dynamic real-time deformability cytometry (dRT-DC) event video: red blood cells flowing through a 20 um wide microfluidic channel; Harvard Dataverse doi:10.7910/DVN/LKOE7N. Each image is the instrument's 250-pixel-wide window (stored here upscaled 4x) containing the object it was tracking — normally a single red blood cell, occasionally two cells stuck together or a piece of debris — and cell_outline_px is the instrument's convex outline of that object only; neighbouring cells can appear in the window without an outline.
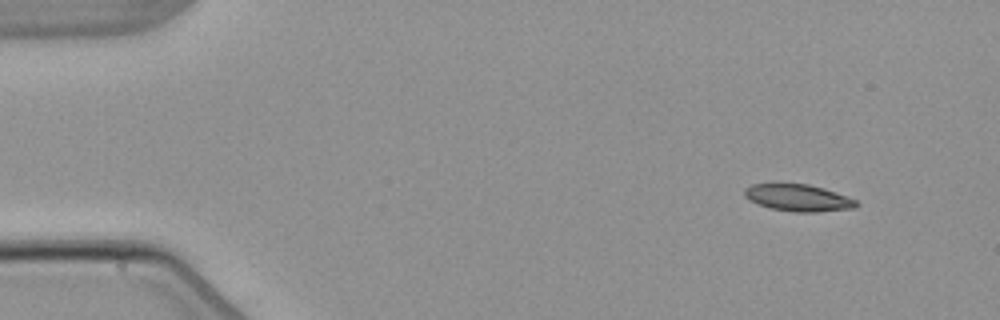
{"species": "common noctule bat (a hibernating species)", "species_latin": "Nyctalus noctula", "temperature_condition": "warm", "stored_images_in_passage": 4, "camera_frame_rate_fps": 3000, "um_per_image_px": 0.085, "animal": {"sex": "male", "body_mass_g": 21.5, "forearm_length_mm": 52.0}, "frame": {"image": 1, "passage_image": 1, "time_ms": 0.0, "image_size_px": [1000, 320], "cell_outline_px": [[860, 204], [856, 208], [816, 212], [792, 212], [772, 208], [756, 204], [744, 196], [744, 188], [752, 184], [808, 184], [824, 188], [856, 200]], "centroid_in_image_um": [67.85, 16.82], "position_along_channel_um": 17.2, "area_um2": 17.51}}
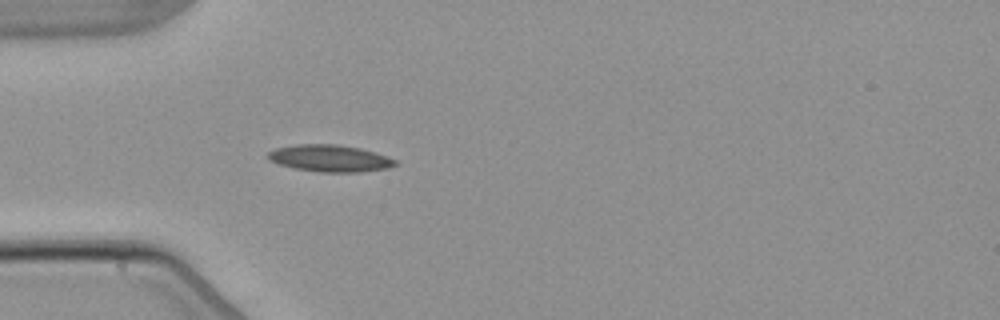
{"frame": {"image": 2, "passage_image": 4, "time_ms": 3.667, "image_size_px": [1000, 320], "cell_outline_px": [[400, 164], [388, 168], [360, 172], [320, 172], [296, 168], [280, 164], [268, 160], [268, 152], [276, 148], [296, 144], [336, 144], [360, 148], [376, 152], [388, 156], [396, 160]], "centroid_in_image_um": [28.09, 13.45], "position_along_channel_um": 56.9, "area_um2": 20.0}}